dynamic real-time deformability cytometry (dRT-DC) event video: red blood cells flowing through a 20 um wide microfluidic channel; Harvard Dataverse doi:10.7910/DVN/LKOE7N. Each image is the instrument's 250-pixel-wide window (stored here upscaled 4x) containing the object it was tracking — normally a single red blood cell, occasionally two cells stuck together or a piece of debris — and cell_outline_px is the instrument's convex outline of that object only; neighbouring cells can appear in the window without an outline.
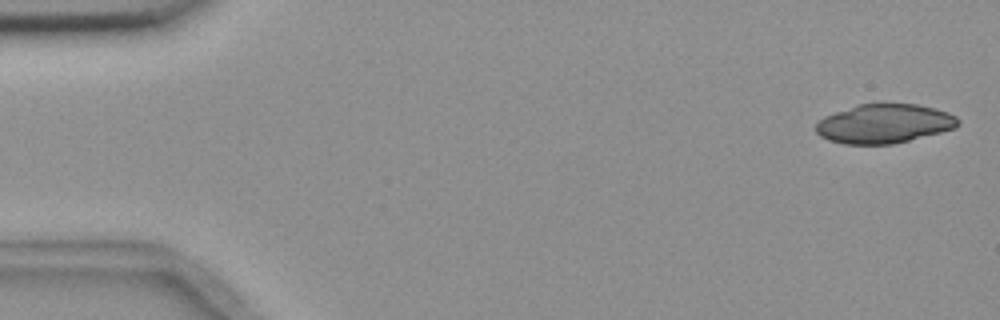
{"species": "common noctule bat (a hibernating species)", "species_latin": "Nyctalus noctula", "temperature_condition": "room temperature", "stored_images_in_passage": 4, "camera_frame_rate_fps": 3000, "um_per_image_px": 0.085, "animal": {"sex": "female", "body_mass_g": 18.4}, "frame": {"image": 1, "passage_image": 1, "time_ms": 0.0, "image_size_px": [1000, 320], "cell_outline_px": [[960, 124], [956, 128], [892, 144], [844, 144], [828, 140], [820, 136], [816, 132], [816, 124], [824, 116], [856, 104], [876, 100], [884, 100], [916, 104], [936, 108], [948, 112], [956, 116], [960, 120]], "centroid_in_image_um": [75.16, 10.45], "position_along_channel_um": 9.8, "area_um2": 33.41}}